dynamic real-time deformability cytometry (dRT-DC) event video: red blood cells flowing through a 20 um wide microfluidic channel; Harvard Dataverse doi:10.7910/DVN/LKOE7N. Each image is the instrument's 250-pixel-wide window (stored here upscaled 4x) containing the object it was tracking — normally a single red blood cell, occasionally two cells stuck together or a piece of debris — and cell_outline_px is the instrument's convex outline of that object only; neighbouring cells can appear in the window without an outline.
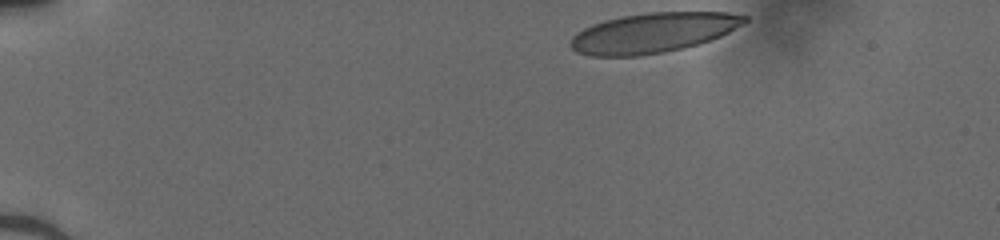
{"species": "human", "species_latin": "Homo sapiens", "temperature_condition": "cold", "stored_images_in_passage": 35, "camera_frame_rate_fps": 3000, "um_per_image_px": 0.085, "donor": {"sex": "male"}, "frame": {"image": 1, "passage_image": 1, "time_ms": 0.0, "image_size_px": [1000, 240], "cell_outline_px": [[748, 20], [728, 32], [720, 36], [696, 44], [664, 52], [640, 56], [592, 56], [576, 52], [568, 44], [572, 36], [584, 28], [592, 24], [604, 20], [620, 16], [648, 12], [728, 12], [748, 16]], "centroid_in_image_um": [55.46, 2.78], "position_along_channel_um": 29.5, "area_um2": 40.34}}
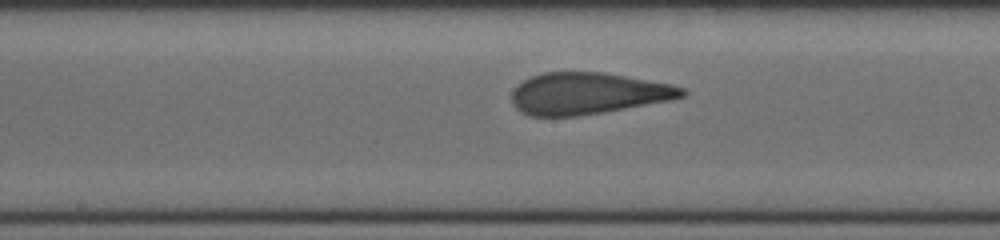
{"frame": {"image": 2, "passage_image": 20, "time_ms": 6.333, "image_size_px": [1000, 240], "cell_outline_px": [[688, 92], [684, 96], [672, 100], [604, 112], [580, 116], [532, 116], [520, 112], [512, 104], [512, 92], [524, 80], [532, 76], [544, 72], [604, 72], [672, 84], [684, 88]], "centroid_in_image_um": [49.99, 7.95], "position_along_channel_um": 198.2, "area_um2": 41.44}}
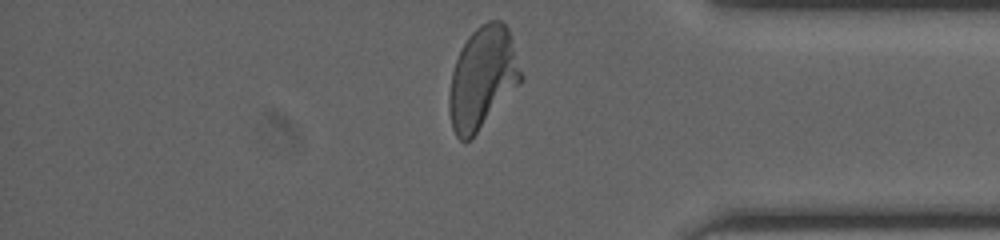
{"frame": {"image": 3, "passage_image": 35, "time_ms": 11.333, "image_size_px": [1000, 240], "cell_outline_px": [[524, 76], [520, 84], [476, 132], [464, 144], [456, 136], [452, 128], [448, 108], [448, 96], [452, 72], [456, 60], [468, 36], [480, 24], [488, 20], [500, 20], [508, 28]], "centroid_in_image_um": [41.01, 6.61], "position_along_channel_um": 394.2, "area_um2": 42.43}}